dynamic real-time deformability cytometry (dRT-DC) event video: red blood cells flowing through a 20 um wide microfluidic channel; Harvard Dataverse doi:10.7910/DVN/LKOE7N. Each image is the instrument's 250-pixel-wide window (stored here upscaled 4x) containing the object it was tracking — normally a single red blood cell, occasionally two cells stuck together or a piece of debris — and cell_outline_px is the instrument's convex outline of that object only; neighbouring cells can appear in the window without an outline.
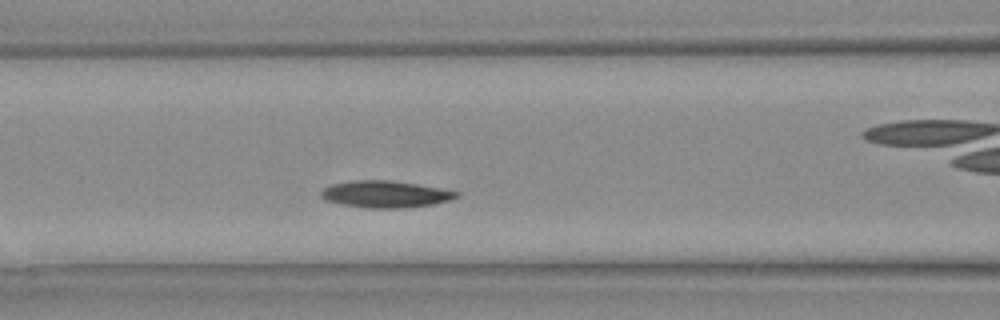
{"species": "Egyptian fruit bat (a non-hibernating species)", "species_latin": "Rousettus aegyptiacus", "temperature_condition": "warm", "stored_images_in_passage": 13, "camera_frame_rate_fps": 3000, "um_per_image_px": 0.085, "animal": {"sex": "female"}, "frame": {"image": 1, "passage_image": 6, "time_ms": 1.667, "image_size_px": [1000, 320], "cell_outline_px": [[460, 196], [448, 200], [432, 204], [404, 208], [364, 208], [340, 204], [324, 200], [320, 196], [320, 192], [324, 188], [332, 184], [352, 180], [388, 180], [416, 184], [460, 192]], "centroid_in_image_um": [32.7, 16.51], "position_along_channel_um": 133.9, "area_um2": 21.15}}